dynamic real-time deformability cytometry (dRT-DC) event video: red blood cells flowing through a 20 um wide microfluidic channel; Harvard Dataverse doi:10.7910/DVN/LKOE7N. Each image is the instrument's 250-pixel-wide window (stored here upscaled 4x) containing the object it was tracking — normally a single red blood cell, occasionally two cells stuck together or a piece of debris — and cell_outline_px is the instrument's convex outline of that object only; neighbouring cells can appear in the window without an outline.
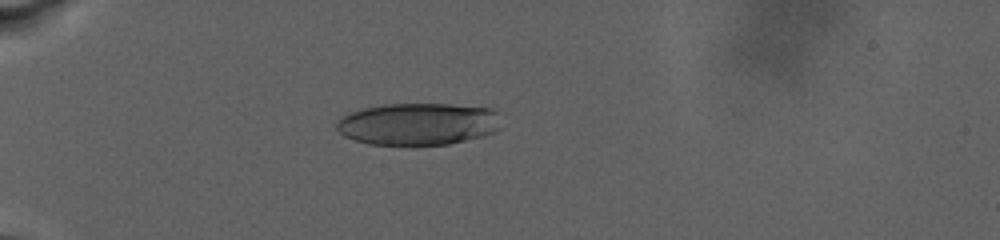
{"species": "human", "species_latin": "Homo sapiens", "temperature_condition": "warm", "stored_images_in_passage": 81, "camera_frame_rate_fps": 3000, "um_per_image_px": 0.085, "donor": {"sex": "male"}, "frame": {"image": 1, "passage_image": 37, "time_ms": 9.667, "image_size_px": [1000, 240], "cell_outline_px": [[496, 132], [484, 136], [448, 144], [412, 148], [368, 144], [344, 136], [336, 128], [336, 120], [340, 116], [348, 112], [364, 108], [384, 104], [448, 104], [488, 108], [496, 112]], "centroid_in_image_um": [35.43, 10.58], "position_along_channel_um": 49.6, "area_um2": 41.21}}
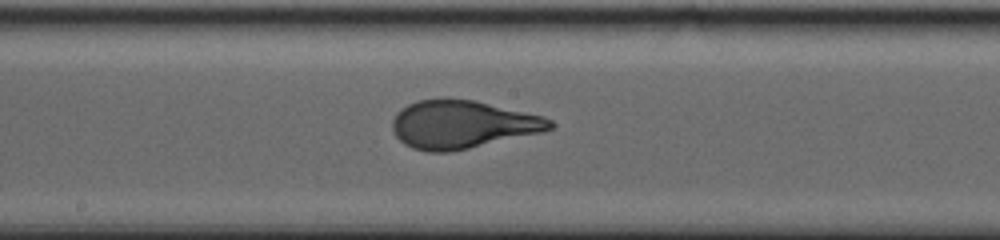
{"frame": {"image": 2, "passage_image": 53, "time_ms": 18.0, "image_size_px": [1000, 240], "cell_outline_px": [[556, 124], [552, 128], [544, 132], [468, 148], [448, 152], [428, 152], [412, 148], [404, 144], [396, 136], [392, 128], [392, 120], [396, 112], [408, 104], [416, 100], [444, 96], [472, 100], [544, 116], [552, 120]], "centroid_in_image_um": [39.28, 10.56], "position_along_channel_um": 208.9, "area_um2": 44.56}}
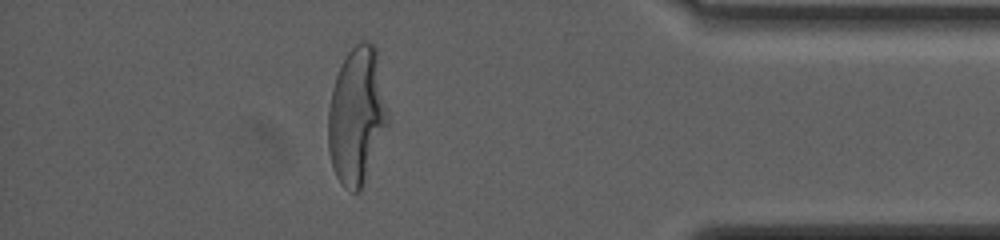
{"frame": {"image": 3, "passage_image": 76, "time_ms": 27.333, "image_size_px": [1000, 240], "cell_outline_px": [[388, 124], [360, 188], [356, 192], [352, 192], [344, 188], [340, 184], [332, 168], [328, 148], [328, 108], [332, 88], [340, 64], [348, 52], [360, 40], [368, 40], [376, 48], [388, 116]], "centroid_in_image_um": [30.29, 9.81], "position_along_channel_um": 404.9, "area_um2": 47.16}, "authors_computed_cell_mechanics": {"area_um2": 44.5638, "velocity_mm_per_s": 2.3815, "shape_relaxation_time_tau1_ms": 7.7639, "shape_relaxation_time_tau2_ms": null, "deformation_change_tau1": 0.244, "deformation_change_tau2": null}}